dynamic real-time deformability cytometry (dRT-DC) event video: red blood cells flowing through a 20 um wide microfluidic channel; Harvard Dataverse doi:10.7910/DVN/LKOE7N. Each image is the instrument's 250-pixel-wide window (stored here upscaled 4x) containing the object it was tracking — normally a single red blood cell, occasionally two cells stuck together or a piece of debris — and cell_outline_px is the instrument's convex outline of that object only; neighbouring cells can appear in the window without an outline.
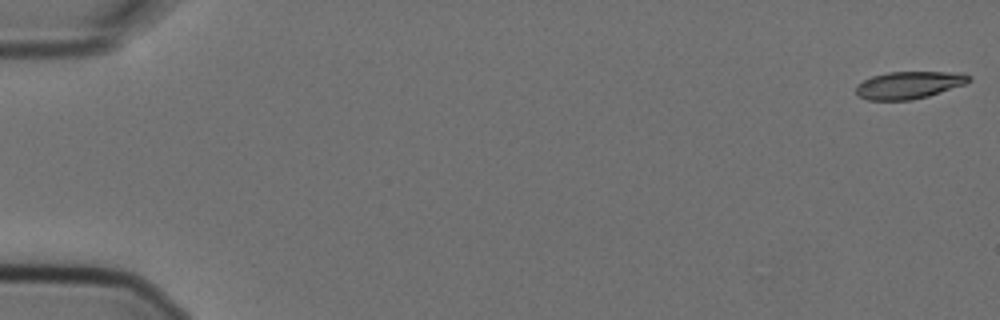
{"species": "Egyptian fruit bat (a non-hibernating species)", "species_latin": "Rousettus aegyptiacus", "temperature_condition": "cold", "stored_images_in_passage": 5, "segment_of_instrument_passage": [1, 2], "camera_frame_rate_fps": 3000, "um_per_image_px": 0.085, "animal": {"sex": "female"}, "frame": {"image": 1, "passage_image": 1, "time_ms": 0.0, "image_size_px": [1000, 320], "cell_outline_px": [[972, 80], [964, 84], [928, 96], [912, 100], [868, 100], [860, 96], [856, 92], [856, 84], [872, 76], [888, 72], [964, 72]], "centroid_in_image_um": [77.25, 7.22], "position_along_channel_um": 7.7, "area_um2": 17.92}}